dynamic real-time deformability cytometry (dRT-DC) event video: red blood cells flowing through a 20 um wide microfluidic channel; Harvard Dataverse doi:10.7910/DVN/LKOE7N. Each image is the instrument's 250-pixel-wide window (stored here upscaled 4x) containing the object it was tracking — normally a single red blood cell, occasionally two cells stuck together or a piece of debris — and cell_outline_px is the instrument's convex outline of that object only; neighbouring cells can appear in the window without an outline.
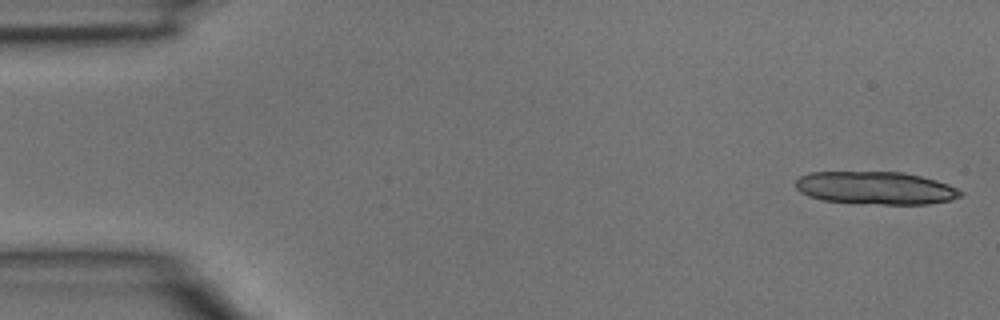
{"species": "common noctule bat (a hibernating species)", "species_latin": "Nyctalus noctula", "temperature_condition": "room temperature", "stored_images_in_passage": 4, "segment_of_instrument_passage": [1, 2], "camera_frame_rate_fps": 3000, "um_per_image_px": 0.085, "animal": {"sex": "male", "body_mass_g": 15.6}, "frame": {"image": 1, "passage_image": 1, "time_ms": 0.0, "image_size_px": [1000, 320], "cell_outline_px": [[964, 192], [960, 196], [952, 200], [928, 204], [856, 204], [824, 200], [808, 196], [800, 192], [796, 188], [796, 180], [800, 176], [808, 172], [904, 172], [936, 180], [948, 184]], "centroid_in_image_um": [74.42, 15.98], "position_along_channel_um": 10.6, "area_um2": 31.79}}